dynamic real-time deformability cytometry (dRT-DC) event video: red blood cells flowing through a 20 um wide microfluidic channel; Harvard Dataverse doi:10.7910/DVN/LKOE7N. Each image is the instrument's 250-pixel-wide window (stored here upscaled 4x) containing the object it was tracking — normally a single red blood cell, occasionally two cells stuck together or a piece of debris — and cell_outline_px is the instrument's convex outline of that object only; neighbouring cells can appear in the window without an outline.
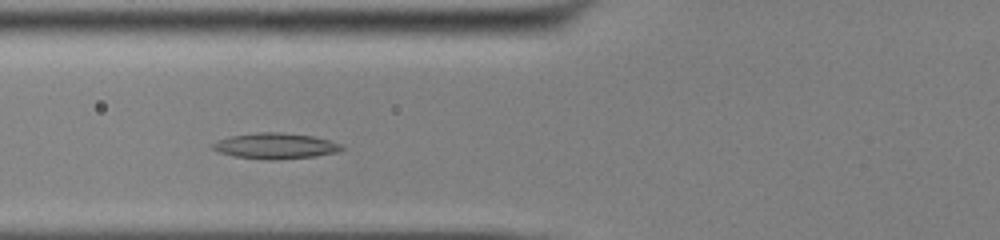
{"species": "common noctule bat (a hibernating species)", "species_latin": "Nyctalus noctula", "temperature_condition": "cold", "stored_images_in_passage": 41, "camera_frame_rate_fps": 3000, "um_per_image_px": 0.085, "animal": {"sex": "male", "body_mass_g": 13.0, "forearm_length_mm": 53.1}, "frame": {"image": 1, "passage_image": 9, "time_ms": 2.667, "image_size_px": [1000, 240], "cell_outline_px": [[344, 148], [336, 152], [316, 156], [276, 160], [268, 160], [236, 156], [220, 152], [212, 148], [212, 144], [216, 140], [228, 136], [256, 132], [280, 132], [312, 136], [328, 140], [340, 144]], "centroid_in_image_um": [23.37, 12.4], "position_along_channel_um": 102.4, "area_um2": 19.31}}
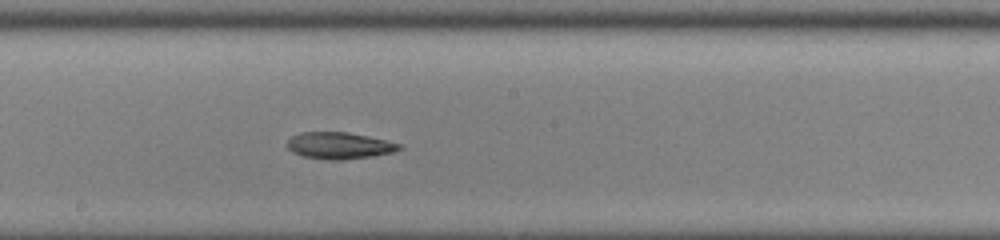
{"frame": {"image": 2, "passage_image": 18, "time_ms": 5.667, "image_size_px": [1000, 240], "cell_outline_px": [[404, 148], [392, 152], [372, 156], [340, 160], [328, 160], [304, 156], [292, 152], [284, 144], [292, 136], [300, 132], [348, 132], [368, 136], [404, 144]], "centroid_in_image_um": [28.85, 12.37], "position_along_channel_um": 219.4, "area_um2": 17.57}}
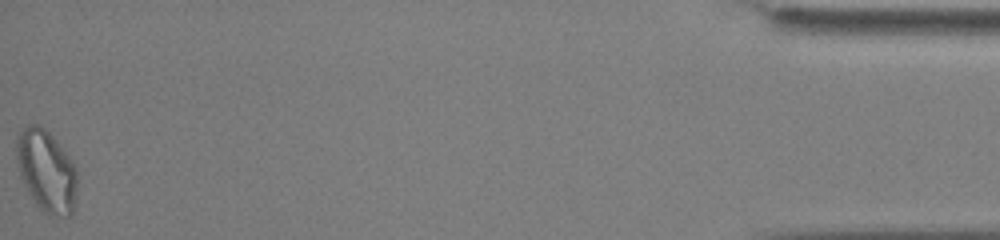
{"frame": {"image": 3, "passage_image": 41, "time_ms": 13.333, "image_size_px": [1000, 240], "cell_outline_px": [[76, 208], [72, 216], [52, 216], [44, 212], [36, 204], [28, 192], [20, 176], [16, 160], [16, 136], [28, 124], [36, 124], [44, 128], [56, 140], [68, 156], [76, 168]], "centroid_in_image_um": [3.95, 14.56], "position_along_channel_um": 431.3, "area_um2": 29.13}}